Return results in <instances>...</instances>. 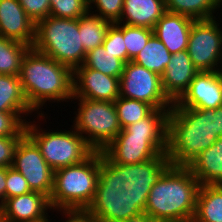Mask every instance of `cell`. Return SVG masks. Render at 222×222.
Returning a JSON list of instances; mask_svg holds the SVG:
<instances>
[{
	"label": "cell",
	"instance_id": "6da1fadb",
	"mask_svg": "<svg viewBox=\"0 0 222 222\" xmlns=\"http://www.w3.org/2000/svg\"><path fill=\"white\" fill-rule=\"evenodd\" d=\"M199 188L188 167L164 163L121 190V209L135 222H189Z\"/></svg>",
	"mask_w": 222,
	"mask_h": 222
},
{
	"label": "cell",
	"instance_id": "7a4b0ae2",
	"mask_svg": "<svg viewBox=\"0 0 222 222\" xmlns=\"http://www.w3.org/2000/svg\"><path fill=\"white\" fill-rule=\"evenodd\" d=\"M169 111L154 109L147 117L122 129L103 149L108 177L120 190L137 176L166 163Z\"/></svg>",
	"mask_w": 222,
	"mask_h": 222
},
{
	"label": "cell",
	"instance_id": "3957f363",
	"mask_svg": "<svg viewBox=\"0 0 222 222\" xmlns=\"http://www.w3.org/2000/svg\"><path fill=\"white\" fill-rule=\"evenodd\" d=\"M49 200L57 212L121 210V190L108 177L102 151H93L81 163L55 170Z\"/></svg>",
	"mask_w": 222,
	"mask_h": 222
},
{
	"label": "cell",
	"instance_id": "277c9868",
	"mask_svg": "<svg viewBox=\"0 0 222 222\" xmlns=\"http://www.w3.org/2000/svg\"><path fill=\"white\" fill-rule=\"evenodd\" d=\"M222 136V106L172 107L167 121L166 163L187 167Z\"/></svg>",
	"mask_w": 222,
	"mask_h": 222
},
{
	"label": "cell",
	"instance_id": "5b68a950",
	"mask_svg": "<svg viewBox=\"0 0 222 222\" xmlns=\"http://www.w3.org/2000/svg\"><path fill=\"white\" fill-rule=\"evenodd\" d=\"M18 77L29 106L35 114L40 109L38 120L45 121L41 111L45 102L59 104L73 98V70L33 48L25 54Z\"/></svg>",
	"mask_w": 222,
	"mask_h": 222
},
{
	"label": "cell",
	"instance_id": "8992f818",
	"mask_svg": "<svg viewBox=\"0 0 222 222\" xmlns=\"http://www.w3.org/2000/svg\"><path fill=\"white\" fill-rule=\"evenodd\" d=\"M32 48L74 71L86 57L79 33V19L48 16L38 21Z\"/></svg>",
	"mask_w": 222,
	"mask_h": 222
},
{
	"label": "cell",
	"instance_id": "52a82bcc",
	"mask_svg": "<svg viewBox=\"0 0 222 222\" xmlns=\"http://www.w3.org/2000/svg\"><path fill=\"white\" fill-rule=\"evenodd\" d=\"M35 122L26 123L25 133L36 143L46 163L54 171L81 163L94 151L73 126L71 130L48 131Z\"/></svg>",
	"mask_w": 222,
	"mask_h": 222
},
{
	"label": "cell",
	"instance_id": "ba28073f",
	"mask_svg": "<svg viewBox=\"0 0 222 222\" xmlns=\"http://www.w3.org/2000/svg\"><path fill=\"white\" fill-rule=\"evenodd\" d=\"M72 99L79 107L72 126L94 151H103L122 130L114 102Z\"/></svg>",
	"mask_w": 222,
	"mask_h": 222
},
{
	"label": "cell",
	"instance_id": "9c48e42d",
	"mask_svg": "<svg viewBox=\"0 0 222 222\" xmlns=\"http://www.w3.org/2000/svg\"><path fill=\"white\" fill-rule=\"evenodd\" d=\"M216 18L194 20L191 27L187 51L199 71H222V28Z\"/></svg>",
	"mask_w": 222,
	"mask_h": 222
},
{
	"label": "cell",
	"instance_id": "30bf717a",
	"mask_svg": "<svg viewBox=\"0 0 222 222\" xmlns=\"http://www.w3.org/2000/svg\"><path fill=\"white\" fill-rule=\"evenodd\" d=\"M119 88L121 97L145 102L154 109L171 110L174 104L163 90L161 76L133 61L125 63Z\"/></svg>",
	"mask_w": 222,
	"mask_h": 222
},
{
	"label": "cell",
	"instance_id": "8fae6325",
	"mask_svg": "<svg viewBox=\"0 0 222 222\" xmlns=\"http://www.w3.org/2000/svg\"><path fill=\"white\" fill-rule=\"evenodd\" d=\"M12 167L25 177L31 191L43 193L50 198L54 170L46 163L39 147L26 133L17 143Z\"/></svg>",
	"mask_w": 222,
	"mask_h": 222
},
{
	"label": "cell",
	"instance_id": "7c38bea8",
	"mask_svg": "<svg viewBox=\"0 0 222 222\" xmlns=\"http://www.w3.org/2000/svg\"><path fill=\"white\" fill-rule=\"evenodd\" d=\"M222 106V71H199L172 107L216 109Z\"/></svg>",
	"mask_w": 222,
	"mask_h": 222
},
{
	"label": "cell",
	"instance_id": "4fadbf2b",
	"mask_svg": "<svg viewBox=\"0 0 222 222\" xmlns=\"http://www.w3.org/2000/svg\"><path fill=\"white\" fill-rule=\"evenodd\" d=\"M120 78L85 67L73 71V98L114 102L120 96Z\"/></svg>",
	"mask_w": 222,
	"mask_h": 222
},
{
	"label": "cell",
	"instance_id": "5bb4252c",
	"mask_svg": "<svg viewBox=\"0 0 222 222\" xmlns=\"http://www.w3.org/2000/svg\"><path fill=\"white\" fill-rule=\"evenodd\" d=\"M53 209L49 197L31 191L5 200L0 207V220L3 222H30L48 217Z\"/></svg>",
	"mask_w": 222,
	"mask_h": 222
},
{
	"label": "cell",
	"instance_id": "9a60e30c",
	"mask_svg": "<svg viewBox=\"0 0 222 222\" xmlns=\"http://www.w3.org/2000/svg\"><path fill=\"white\" fill-rule=\"evenodd\" d=\"M0 36L29 45L35 41V23L18 0H0Z\"/></svg>",
	"mask_w": 222,
	"mask_h": 222
},
{
	"label": "cell",
	"instance_id": "2e32d148",
	"mask_svg": "<svg viewBox=\"0 0 222 222\" xmlns=\"http://www.w3.org/2000/svg\"><path fill=\"white\" fill-rule=\"evenodd\" d=\"M198 72L187 50L172 54L171 60L161 75L162 87L167 97L175 103Z\"/></svg>",
	"mask_w": 222,
	"mask_h": 222
},
{
	"label": "cell",
	"instance_id": "e0dca14e",
	"mask_svg": "<svg viewBox=\"0 0 222 222\" xmlns=\"http://www.w3.org/2000/svg\"><path fill=\"white\" fill-rule=\"evenodd\" d=\"M194 19L166 11L153 28V34L171 54L187 50Z\"/></svg>",
	"mask_w": 222,
	"mask_h": 222
},
{
	"label": "cell",
	"instance_id": "ac0fdd59",
	"mask_svg": "<svg viewBox=\"0 0 222 222\" xmlns=\"http://www.w3.org/2000/svg\"><path fill=\"white\" fill-rule=\"evenodd\" d=\"M187 167L200 185H222V136Z\"/></svg>",
	"mask_w": 222,
	"mask_h": 222
},
{
	"label": "cell",
	"instance_id": "d6986e66",
	"mask_svg": "<svg viewBox=\"0 0 222 222\" xmlns=\"http://www.w3.org/2000/svg\"><path fill=\"white\" fill-rule=\"evenodd\" d=\"M165 12V0H124L119 23L153 30Z\"/></svg>",
	"mask_w": 222,
	"mask_h": 222
},
{
	"label": "cell",
	"instance_id": "ffe728a7",
	"mask_svg": "<svg viewBox=\"0 0 222 222\" xmlns=\"http://www.w3.org/2000/svg\"><path fill=\"white\" fill-rule=\"evenodd\" d=\"M194 217L200 222H222V185H200Z\"/></svg>",
	"mask_w": 222,
	"mask_h": 222
},
{
	"label": "cell",
	"instance_id": "44dd1931",
	"mask_svg": "<svg viewBox=\"0 0 222 222\" xmlns=\"http://www.w3.org/2000/svg\"><path fill=\"white\" fill-rule=\"evenodd\" d=\"M0 111L35 112L27 102L18 75L0 74Z\"/></svg>",
	"mask_w": 222,
	"mask_h": 222
},
{
	"label": "cell",
	"instance_id": "7402d4cb",
	"mask_svg": "<svg viewBox=\"0 0 222 222\" xmlns=\"http://www.w3.org/2000/svg\"><path fill=\"white\" fill-rule=\"evenodd\" d=\"M222 0H165V9L171 13L188 16L194 20L215 18Z\"/></svg>",
	"mask_w": 222,
	"mask_h": 222
},
{
	"label": "cell",
	"instance_id": "603a6c76",
	"mask_svg": "<svg viewBox=\"0 0 222 222\" xmlns=\"http://www.w3.org/2000/svg\"><path fill=\"white\" fill-rule=\"evenodd\" d=\"M171 57L166 46L153 34L132 61L161 76Z\"/></svg>",
	"mask_w": 222,
	"mask_h": 222
},
{
	"label": "cell",
	"instance_id": "cb8c5ba5",
	"mask_svg": "<svg viewBox=\"0 0 222 222\" xmlns=\"http://www.w3.org/2000/svg\"><path fill=\"white\" fill-rule=\"evenodd\" d=\"M112 23L87 12L79 18V33L85 52L103 45L108 28Z\"/></svg>",
	"mask_w": 222,
	"mask_h": 222
},
{
	"label": "cell",
	"instance_id": "d4e9b609",
	"mask_svg": "<svg viewBox=\"0 0 222 222\" xmlns=\"http://www.w3.org/2000/svg\"><path fill=\"white\" fill-rule=\"evenodd\" d=\"M31 47L0 36V74L19 75L21 62Z\"/></svg>",
	"mask_w": 222,
	"mask_h": 222
},
{
	"label": "cell",
	"instance_id": "484cf974",
	"mask_svg": "<svg viewBox=\"0 0 222 222\" xmlns=\"http://www.w3.org/2000/svg\"><path fill=\"white\" fill-rule=\"evenodd\" d=\"M83 65L105 75L120 78L125 63L100 45L86 53Z\"/></svg>",
	"mask_w": 222,
	"mask_h": 222
},
{
	"label": "cell",
	"instance_id": "4316f807",
	"mask_svg": "<svg viewBox=\"0 0 222 222\" xmlns=\"http://www.w3.org/2000/svg\"><path fill=\"white\" fill-rule=\"evenodd\" d=\"M114 104L116 106L119 124L122 129L139 122L147 117L154 108L145 102L136 99L123 98L119 96Z\"/></svg>",
	"mask_w": 222,
	"mask_h": 222
},
{
	"label": "cell",
	"instance_id": "83f0119b",
	"mask_svg": "<svg viewBox=\"0 0 222 222\" xmlns=\"http://www.w3.org/2000/svg\"><path fill=\"white\" fill-rule=\"evenodd\" d=\"M152 35V29L124 24V43L127 49V62L135 58Z\"/></svg>",
	"mask_w": 222,
	"mask_h": 222
},
{
	"label": "cell",
	"instance_id": "f1b7e54d",
	"mask_svg": "<svg viewBox=\"0 0 222 222\" xmlns=\"http://www.w3.org/2000/svg\"><path fill=\"white\" fill-rule=\"evenodd\" d=\"M88 12L86 0H50V16L79 19Z\"/></svg>",
	"mask_w": 222,
	"mask_h": 222
},
{
	"label": "cell",
	"instance_id": "f546056e",
	"mask_svg": "<svg viewBox=\"0 0 222 222\" xmlns=\"http://www.w3.org/2000/svg\"><path fill=\"white\" fill-rule=\"evenodd\" d=\"M32 113L0 111V137H22L25 134V126L28 122L26 118ZM24 115L27 116L24 117Z\"/></svg>",
	"mask_w": 222,
	"mask_h": 222
},
{
	"label": "cell",
	"instance_id": "4dcf8cb0",
	"mask_svg": "<svg viewBox=\"0 0 222 222\" xmlns=\"http://www.w3.org/2000/svg\"><path fill=\"white\" fill-rule=\"evenodd\" d=\"M103 46L108 52L127 63V49L124 43V23L111 24L107 30Z\"/></svg>",
	"mask_w": 222,
	"mask_h": 222
},
{
	"label": "cell",
	"instance_id": "1f68e13d",
	"mask_svg": "<svg viewBox=\"0 0 222 222\" xmlns=\"http://www.w3.org/2000/svg\"><path fill=\"white\" fill-rule=\"evenodd\" d=\"M123 1L124 0H89L88 11L112 24L119 23L123 11ZM93 9L94 11H92Z\"/></svg>",
	"mask_w": 222,
	"mask_h": 222
},
{
	"label": "cell",
	"instance_id": "d6a6232c",
	"mask_svg": "<svg viewBox=\"0 0 222 222\" xmlns=\"http://www.w3.org/2000/svg\"><path fill=\"white\" fill-rule=\"evenodd\" d=\"M119 211L59 210L66 222H109Z\"/></svg>",
	"mask_w": 222,
	"mask_h": 222
},
{
	"label": "cell",
	"instance_id": "836d02e7",
	"mask_svg": "<svg viewBox=\"0 0 222 222\" xmlns=\"http://www.w3.org/2000/svg\"><path fill=\"white\" fill-rule=\"evenodd\" d=\"M31 192L25 177L13 167H7L5 200Z\"/></svg>",
	"mask_w": 222,
	"mask_h": 222
},
{
	"label": "cell",
	"instance_id": "e575fe53",
	"mask_svg": "<svg viewBox=\"0 0 222 222\" xmlns=\"http://www.w3.org/2000/svg\"><path fill=\"white\" fill-rule=\"evenodd\" d=\"M27 16L36 24L50 16V0H18Z\"/></svg>",
	"mask_w": 222,
	"mask_h": 222
},
{
	"label": "cell",
	"instance_id": "d590c367",
	"mask_svg": "<svg viewBox=\"0 0 222 222\" xmlns=\"http://www.w3.org/2000/svg\"><path fill=\"white\" fill-rule=\"evenodd\" d=\"M21 137H0V167H12L14 152Z\"/></svg>",
	"mask_w": 222,
	"mask_h": 222
},
{
	"label": "cell",
	"instance_id": "8d00e7d4",
	"mask_svg": "<svg viewBox=\"0 0 222 222\" xmlns=\"http://www.w3.org/2000/svg\"><path fill=\"white\" fill-rule=\"evenodd\" d=\"M7 167H0V207L5 202Z\"/></svg>",
	"mask_w": 222,
	"mask_h": 222
},
{
	"label": "cell",
	"instance_id": "74e56055",
	"mask_svg": "<svg viewBox=\"0 0 222 222\" xmlns=\"http://www.w3.org/2000/svg\"><path fill=\"white\" fill-rule=\"evenodd\" d=\"M109 222H135L122 209Z\"/></svg>",
	"mask_w": 222,
	"mask_h": 222
},
{
	"label": "cell",
	"instance_id": "f35d334b",
	"mask_svg": "<svg viewBox=\"0 0 222 222\" xmlns=\"http://www.w3.org/2000/svg\"><path fill=\"white\" fill-rule=\"evenodd\" d=\"M50 216L46 217V218H42L39 220H35V221H30V222H50L51 219H49Z\"/></svg>",
	"mask_w": 222,
	"mask_h": 222
},
{
	"label": "cell",
	"instance_id": "ab89813d",
	"mask_svg": "<svg viewBox=\"0 0 222 222\" xmlns=\"http://www.w3.org/2000/svg\"><path fill=\"white\" fill-rule=\"evenodd\" d=\"M189 222H200L195 217H193Z\"/></svg>",
	"mask_w": 222,
	"mask_h": 222
}]
</instances>
